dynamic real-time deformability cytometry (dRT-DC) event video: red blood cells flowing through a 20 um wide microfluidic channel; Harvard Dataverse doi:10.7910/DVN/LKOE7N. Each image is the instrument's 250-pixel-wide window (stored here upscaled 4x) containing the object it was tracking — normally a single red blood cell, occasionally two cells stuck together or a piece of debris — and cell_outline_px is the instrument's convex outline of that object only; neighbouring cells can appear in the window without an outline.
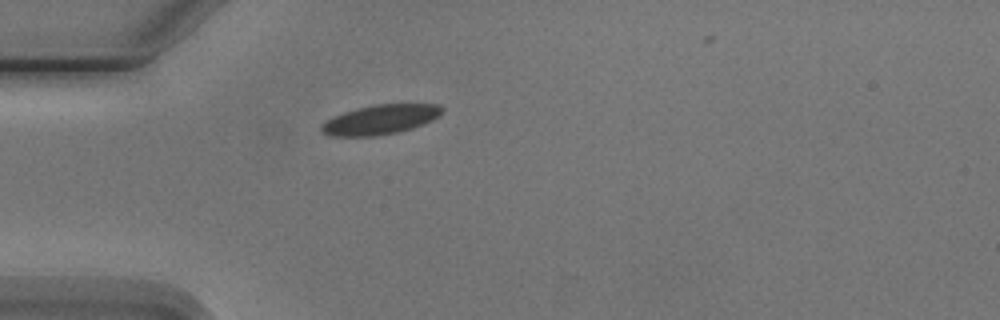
{"species": "Egyptian fruit bat (a non-hibernating species)", "species_latin": "Rousettus aegyptiacus", "temperature_condition": "cold", "stored_images_in_passage": 2, "camera_frame_rate_fps": 3000, "um_per_image_px": 0.085, "animal": {"sex": "male"}, "frame": {"image": 1, "passage_image": 1, "time_ms": 0.0, "image_size_px": [1000, 320], "cell_outline_px": [[444, 112], [432, 120], [396, 132], [372, 136], [332, 136], [320, 132], [320, 124], [332, 116], [356, 108], [376, 104], [440, 104], [444, 108]], "centroid_in_image_um": [32.28, 10.15], "position_along_channel_um": 52.7, "area_um2": 20.69}}